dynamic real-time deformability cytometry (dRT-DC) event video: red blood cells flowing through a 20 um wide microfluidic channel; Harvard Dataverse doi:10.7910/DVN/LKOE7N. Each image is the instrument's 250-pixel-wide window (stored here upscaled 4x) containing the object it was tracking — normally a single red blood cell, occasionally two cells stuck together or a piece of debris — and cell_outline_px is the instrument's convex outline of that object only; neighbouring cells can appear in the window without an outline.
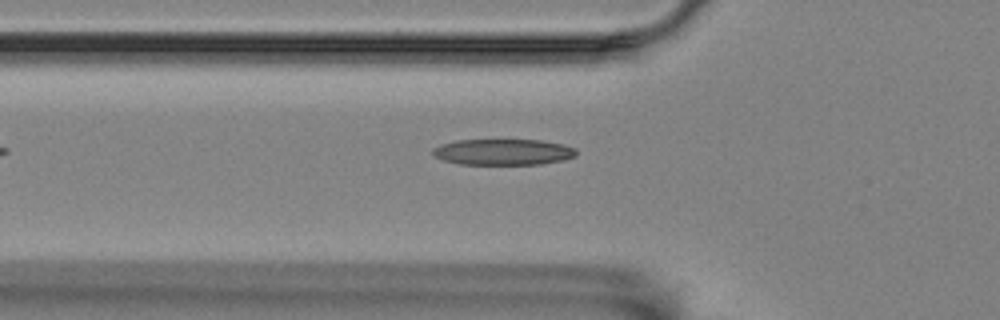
{"species": "Egyptian fruit bat (a non-hibernating species)", "species_latin": "Rousettus aegyptiacus", "temperature_condition": "room temperature", "stored_images_in_passage": 6, "camera_frame_rate_fps": 3000, "um_per_image_px": 0.085, "animal": {"sex": "female"}, "frame": {"image": 1, "passage_image": 6, "time_ms": 1.667, "image_size_px": [1000, 320], "cell_outline_px": [[576, 156], [564, 160], [540, 164], [460, 164], [444, 160], [432, 156], [432, 148], [440, 144], [456, 140], [540, 140], [564, 144], [576, 148]], "centroid_in_image_um": [42.76, 12.91], "position_along_channel_um": 83.0, "area_um2": 21.91}}